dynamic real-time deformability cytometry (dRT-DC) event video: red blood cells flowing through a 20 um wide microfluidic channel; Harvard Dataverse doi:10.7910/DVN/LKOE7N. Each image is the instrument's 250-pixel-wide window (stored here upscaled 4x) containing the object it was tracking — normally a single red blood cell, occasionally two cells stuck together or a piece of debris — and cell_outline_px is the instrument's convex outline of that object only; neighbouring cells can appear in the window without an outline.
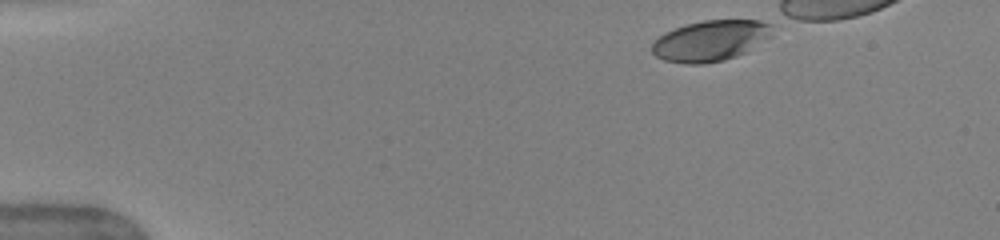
{"species": "human", "species_latin": "Homo sapiens", "temperature_condition": "warm", "stored_images_in_passage": 38, "camera_frame_rate_fps": 3000, "um_per_image_px": 0.085, "donor": {"sex": "female"}, "frame": {"image": 1, "passage_image": 1, "time_ms": 0.0, "image_size_px": [1000, 240], "cell_outline_px": [[772, 36], [748, 52], [724, 60], [704, 64], [684, 64], [664, 60], [656, 56], [652, 52], [652, 44], [664, 32], [688, 24], [704, 20], [772, 20]], "centroid_in_image_um": [60.46, 3.46], "position_along_channel_um": 24.5, "area_um2": 28.9}}
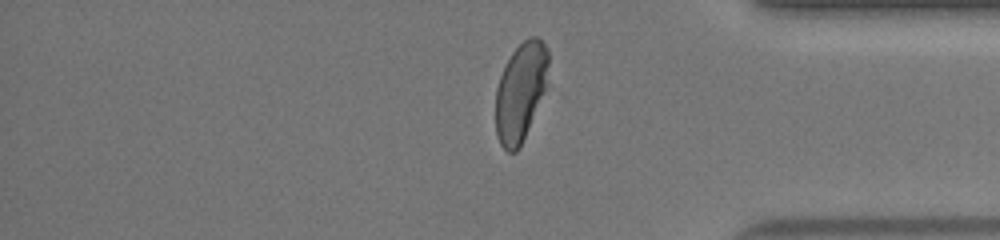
{"frame": {"image": 2, "passage_image": 36, "time_ms": 11.667, "image_size_px": [1000, 240], "cell_outline_px": [[548, 64], [544, 88], [520, 148], [516, 152], [508, 152], [500, 144], [496, 132], [496, 88], [500, 76], [512, 52], [524, 40], [532, 36], [536, 36], [548, 48]], "centroid_in_image_um": [44.22, 7.8], "position_along_channel_um": 391.0, "area_um2": 29.54}}